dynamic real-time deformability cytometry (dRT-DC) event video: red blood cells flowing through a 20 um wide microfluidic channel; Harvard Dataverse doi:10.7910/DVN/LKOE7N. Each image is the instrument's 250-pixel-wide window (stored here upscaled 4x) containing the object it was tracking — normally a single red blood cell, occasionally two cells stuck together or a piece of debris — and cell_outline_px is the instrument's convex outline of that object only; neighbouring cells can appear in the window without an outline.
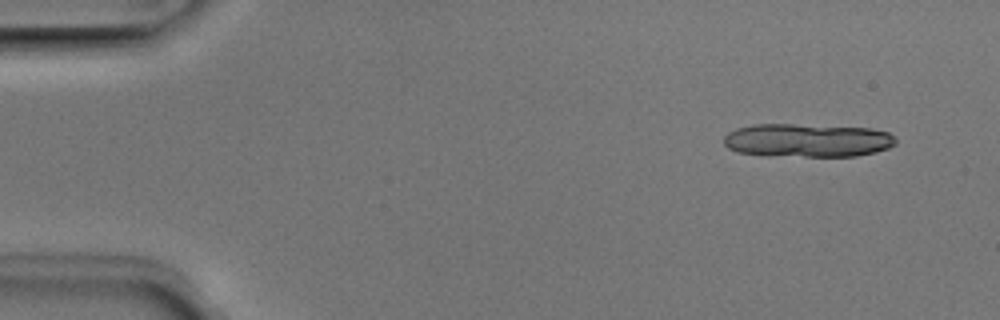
{"species": "Egyptian fruit bat (a non-hibernating species)", "species_latin": "Rousettus aegyptiacus", "temperature_condition": "room temperature", "stored_images_in_passage": 4, "camera_frame_rate_fps": 3000, "um_per_image_px": 0.085, "animal": {"sex": "male"}, "frame": {"image": 1, "passage_image": 1, "time_ms": 0.0, "image_size_px": [1000, 320], "cell_outline_px": [[896, 144], [888, 148], [876, 152], [856, 156], [804, 156], [736, 152], [728, 148], [724, 144], [724, 136], [728, 132], [736, 128], [752, 124], [792, 124], [872, 128], [888, 132], [896, 140]], "centroid_in_image_um": [68.65, 11.91], "position_along_channel_um": 16.4, "area_um2": 33.35}}